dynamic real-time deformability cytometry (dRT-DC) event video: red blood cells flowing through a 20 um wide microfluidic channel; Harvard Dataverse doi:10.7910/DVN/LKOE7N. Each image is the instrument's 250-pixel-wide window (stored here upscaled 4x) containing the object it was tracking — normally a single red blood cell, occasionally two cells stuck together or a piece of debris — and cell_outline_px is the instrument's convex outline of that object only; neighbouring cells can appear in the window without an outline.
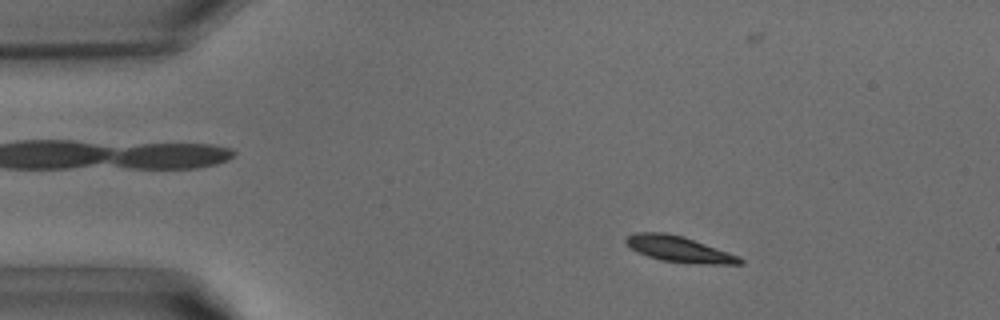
{"species": "common noctule bat (a hibernating species)", "species_latin": "Nyctalus noctula", "temperature_condition": "warm", "stored_images_in_passage": 38, "camera_frame_rate_fps": 3000, "um_per_image_px": 0.085, "animal": {"sex": "male", "body_mass_g": 15.6}, "frame": {"image": 1, "passage_image": 5, "time_ms": 1.333, "image_size_px": [1000, 320], "cell_outline_px": [[744, 264], [712, 264], [660, 260], [648, 256], [632, 248], [624, 240], [628, 236], [636, 232], [664, 232], [684, 236], [740, 256], [744, 260]], "centroid_in_image_um": [57.77, 21.16], "position_along_channel_um": 27.2, "area_um2": 16.94}}
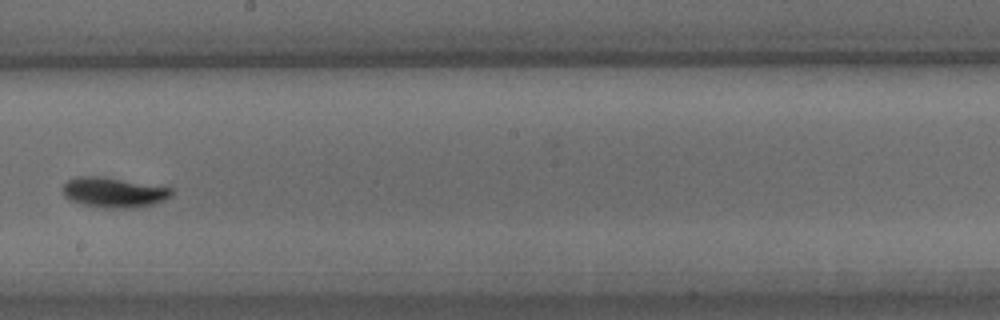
{"frame": {"image": 2, "passage_image": 21, "time_ms": 6.667, "image_size_px": [1000, 320], "cell_outline_px": [[172, 196], [164, 200], [140, 208], [104, 208], [84, 204], [72, 200], [64, 196], [64, 184], [68, 180], [76, 176], [104, 176], [172, 188]], "centroid_in_image_um": [9.7, 16.35], "position_along_channel_um": 238.5, "area_um2": 19.07}}
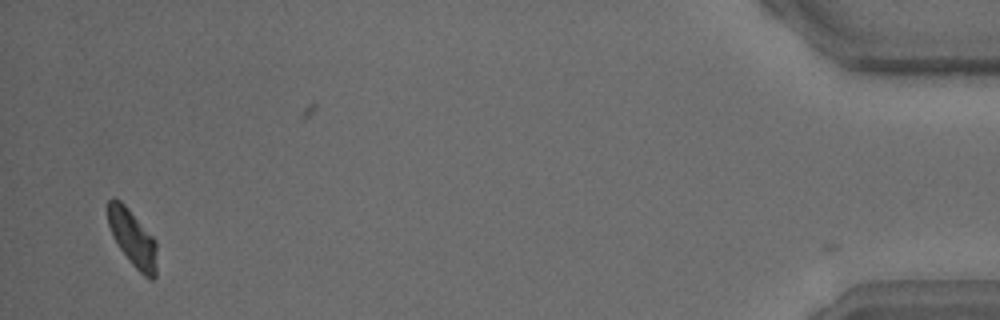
{"frame": {"image": 3, "passage_image": 37, "time_ms": 12.0, "image_size_px": [1000, 320], "cell_outline_px": [[156, 276], [152, 280], [144, 276], [132, 264], [120, 248], [112, 236], [108, 224], [108, 200], [112, 196], [120, 200], [128, 208], [156, 240]], "centroid_in_image_um": [11.27, 20.23], "position_along_channel_um": 423.9, "area_um2": 16.07}}